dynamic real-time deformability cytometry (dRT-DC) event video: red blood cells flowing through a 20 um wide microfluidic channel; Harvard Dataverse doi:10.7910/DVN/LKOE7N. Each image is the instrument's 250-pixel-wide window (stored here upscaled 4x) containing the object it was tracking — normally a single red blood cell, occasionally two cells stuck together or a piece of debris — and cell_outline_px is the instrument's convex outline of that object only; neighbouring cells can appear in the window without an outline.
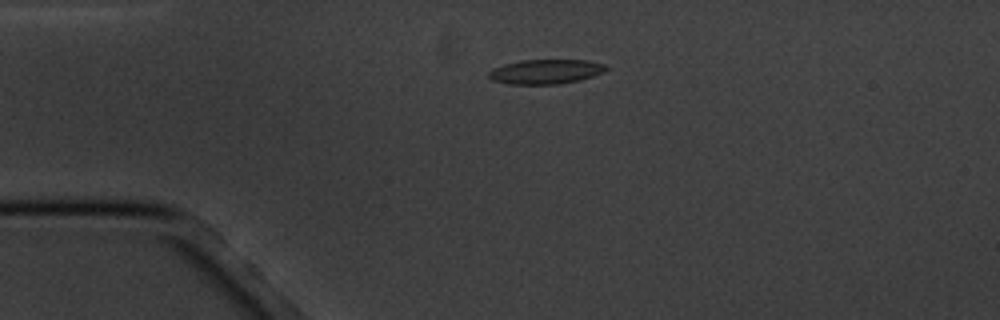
{"species": "common noctule bat (a hibernating species)", "species_latin": "Nyctalus noctula", "temperature_condition": "cold", "stored_images_in_passage": 5, "camera_frame_rate_fps": 3000, "um_per_image_px": 0.085, "animal": {"sex": "male", "body_mass_g": 20.1, "forearm_length_mm": 53.5}, "frame": {"image": 1, "passage_image": 4, "time_ms": 3.667, "image_size_px": [1000, 320], "cell_outline_px": [[608, 68], [604, 72], [580, 80], [560, 84], [508, 84], [492, 80], [488, 76], [488, 72], [492, 68], [504, 64], [520, 60], [588, 60], [604, 64]], "centroid_in_image_um": [46.37, 6.09], "position_along_channel_um": 38.6, "area_um2": 16.88}}